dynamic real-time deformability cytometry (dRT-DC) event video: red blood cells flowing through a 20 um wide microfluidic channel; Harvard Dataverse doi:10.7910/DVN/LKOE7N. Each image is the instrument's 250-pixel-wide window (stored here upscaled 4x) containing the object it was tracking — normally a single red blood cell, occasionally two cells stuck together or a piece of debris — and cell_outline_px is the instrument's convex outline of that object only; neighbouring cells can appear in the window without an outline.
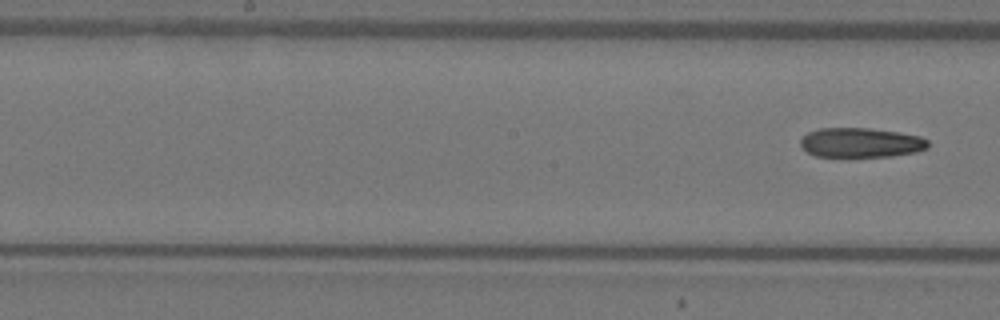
{"species": "Egyptian fruit bat (a non-hibernating species)", "species_latin": "Rousettus aegyptiacus", "temperature_condition": "warm", "stored_images_in_passage": 9, "segment_of_instrument_passage": [2, 2], "camera_frame_rate_fps": 3000, "um_per_image_px": 0.085, "animal": {"sex": "female"}, "frame": {"image": 1, "passage_image": 9, "time_ms": 2.667, "image_size_px": [1000, 320], "cell_outline_px": [[928, 148], [916, 152], [892, 156], [816, 156], [808, 152], [800, 144], [800, 140], [808, 132], [820, 128], [872, 128], [900, 132], [920, 136], [928, 140]], "centroid_in_image_um": [73.2, 12.11], "position_along_channel_um": 175.0, "area_um2": 21.96}}